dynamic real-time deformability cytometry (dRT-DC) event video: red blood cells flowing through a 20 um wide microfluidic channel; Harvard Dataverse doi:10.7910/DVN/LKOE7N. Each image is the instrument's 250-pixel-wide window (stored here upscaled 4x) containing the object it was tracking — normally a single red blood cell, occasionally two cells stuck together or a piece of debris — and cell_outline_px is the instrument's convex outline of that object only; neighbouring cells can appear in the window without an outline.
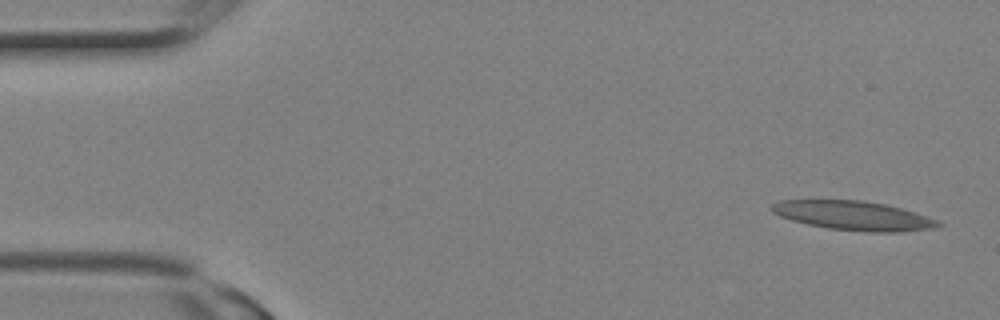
{"species": "Egyptian fruit bat (a non-hibernating species)", "species_latin": "Rousettus aegyptiacus", "temperature_condition": "room temperature", "stored_images_in_passage": 12, "camera_frame_rate_fps": 3000, "um_per_image_px": 0.085, "animal": {"sex": "female"}, "frame": {"image": 1, "passage_image": 1, "time_ms": 0.0, "image_size_px": [1000, 320], "cell_outline_px": [[944, 224], [936, 228], [896, 232], [864, 232], [828, 228], [808, 224], [792, 220], [780, 216], [772, 212], [768, 208], [772, 204], [780, 200], [864, 200], [884, 204], [900, 208], [928, 216], [940, 220]], "centroid_in_image_um": [72.56, 18.33], "position_along_channel_um": 12.4, "area_um2": 28.44}}
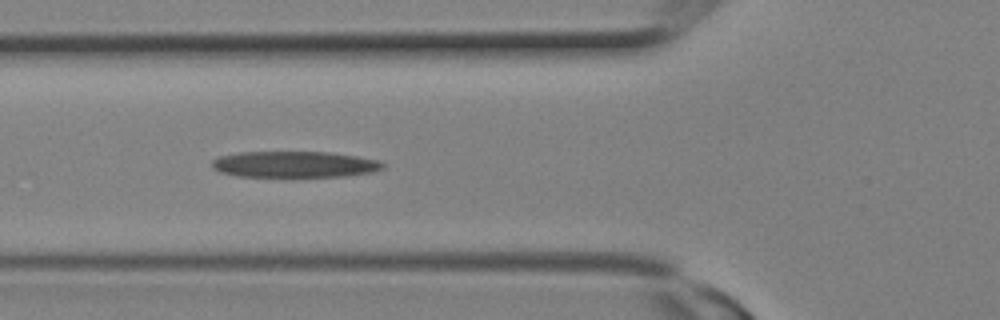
{"frame": {"image": 2, "passage_image": 9, "time_ms": 2.667, "image_size_px": [1000, 320], "cell_outline_px": [[384, 168], [372, 172], [348, 176], [236, 176], [220, 172], [212, 168], [212, 160], [220, 156], [240, 152], [332, 152], [380, 160], [384, 164]], "centroid_in_image_um": [25.05, 13.96], "position_along_channel_um": 100.8, "area_um2": 26.07}}
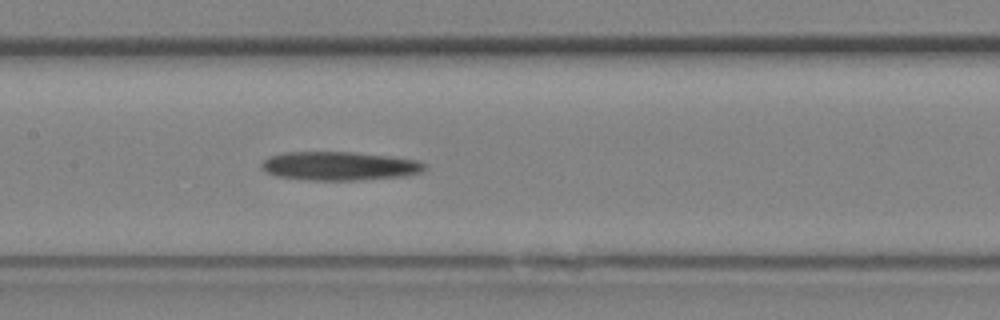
{"frame": {"image": 3, "passage_image": 12, "time_ms": 3.667, "image_size_px": [1000, 320], "cell_outline_px": [[428, 164], [420, 172], [404, 176], [356, 180], [308, 180], [276, 176], [260, 168], [260, 164], [268, 156], [280, 152], [352, 152], [392, 156], [420, 160]], "centroid_in_image_um": [28.84, 14.1], "position_along_channel_um": 178.6, "area_um2": 27.51}}